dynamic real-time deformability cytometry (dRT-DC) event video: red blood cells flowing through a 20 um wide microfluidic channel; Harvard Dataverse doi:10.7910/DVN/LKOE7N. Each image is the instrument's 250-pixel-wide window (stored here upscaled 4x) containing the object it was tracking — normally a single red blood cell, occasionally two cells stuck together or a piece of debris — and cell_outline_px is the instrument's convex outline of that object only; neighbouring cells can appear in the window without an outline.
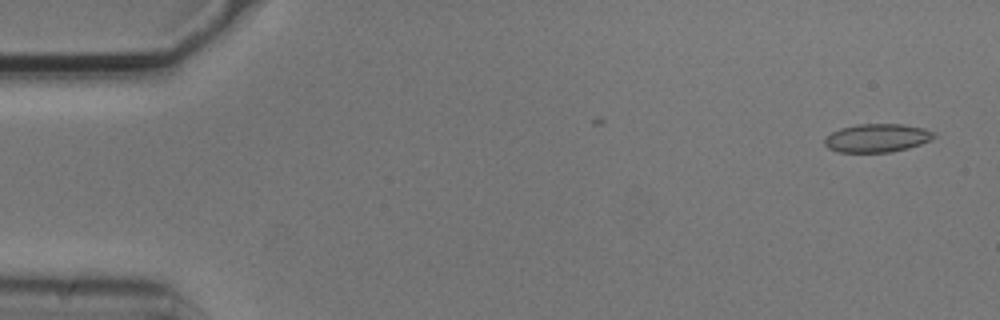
{"species": "common noctule bat (a hibernating species)", "species_latin": "Nyctalus noctula", "temperature_condition": "cold", "stored_images_in_passage": 2, "camera_frame_rate_fps": 3000, "um_per_image_px": 0.085, "animal": {"sex": "male", "body_mass_g": 20.5, "forearm_length_mm": 52.5}, "frame": {"image": 1, "passage_image": 1, "time_ms": 0.0, "image_size_px": [1000, 320], "cell_outline_px": [[936, 136], [932, 140], [908, 148], [892, 152], [836, 152], [828, 148], [824, 144], [824, 140], [832, 132], [840, 128], [856, 124], [904, 124], [924, 128], [936, 132]], "centroid_in_image_um": [74.58, 11.72], "position_along_channel_um": 10.4, "area_um2": 18.26}}